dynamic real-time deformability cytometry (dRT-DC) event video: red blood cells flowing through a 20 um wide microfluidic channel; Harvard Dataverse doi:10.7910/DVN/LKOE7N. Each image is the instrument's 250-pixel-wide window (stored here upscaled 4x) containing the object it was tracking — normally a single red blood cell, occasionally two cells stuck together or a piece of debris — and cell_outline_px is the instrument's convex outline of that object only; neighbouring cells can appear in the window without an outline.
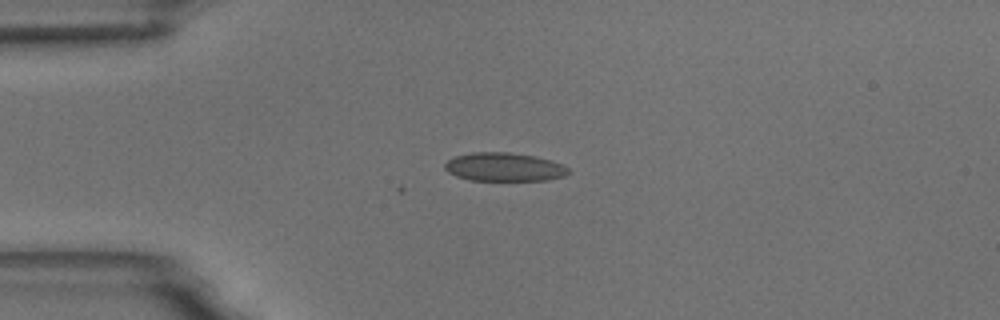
{"species": "common noctule bat (a hibernating species)", "species_latin": "Nyctalus noctula", "temperature_condition": "room temperature", "stored_images_in_passage": 3, "camera_frame_rate_fps": 3000, "um_per_image_px": 0.085, "animal": {"sex": "male", "body_mass_g": 18.8}, "frame": {"image": 1, "passage_image": 1, "time_ms": 0.0, "image_size_px": [1000, 320], "cell_outline_px": [[572, 172], [564, 176], [548, 180], [472, 180], [456, 176], [448, 172], [444, 168], [444, 164], [448, 160], [456, 156], [472, 152], [508, 152], [536, 156], [560, 164], [568, 168]], "centroid_in_image_um": [42.85, 14.19], "position_along_channel_um": 42.2, "area_um2": 20.46}}